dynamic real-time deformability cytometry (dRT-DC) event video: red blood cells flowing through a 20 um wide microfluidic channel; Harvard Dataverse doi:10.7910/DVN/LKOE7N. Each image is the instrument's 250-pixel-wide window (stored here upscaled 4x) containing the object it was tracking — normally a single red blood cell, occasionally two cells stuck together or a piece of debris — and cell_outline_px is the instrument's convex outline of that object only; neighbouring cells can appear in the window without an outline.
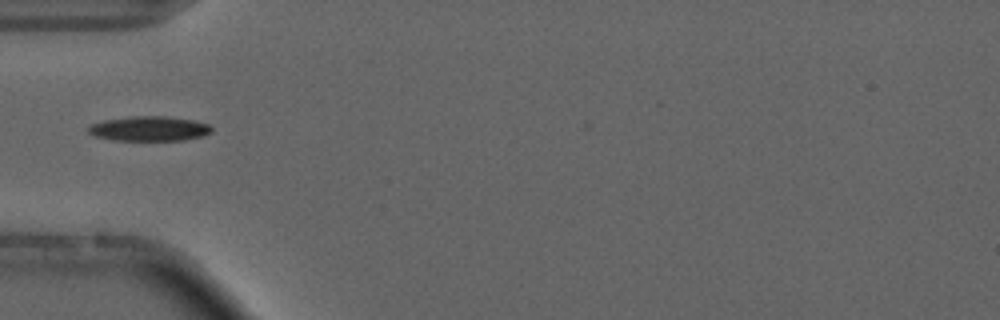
{"species": "common noctule bat (a hibernating species)", "species_latin": "Nyctalus noctula", "temperature_condition": "cold", "stored_images_in_passage": 5, "camera_frame_rate_fps": 3000, "um_per_image_px": 0.085, "animal": {"sex": "male", "forearm_length_mm": 52.5}, "frame": {"image": 1, "passage_image": 4, "time_ms": 3.667, "image_size_px": [1000, 320], "cell_outline_px": [[212, 132], [204, 136], [184, 140], [116, 140], [96, 136], [88, 132], [88, 128], [92, 124], [104, 120], [132, 116], [168, 116], [192, 120], [208, 124], [212, 128]], "centroid_in_image_um": [12.73, 10.93], "position_along_channel_um": 72.3, "area_um2": 17.69}}